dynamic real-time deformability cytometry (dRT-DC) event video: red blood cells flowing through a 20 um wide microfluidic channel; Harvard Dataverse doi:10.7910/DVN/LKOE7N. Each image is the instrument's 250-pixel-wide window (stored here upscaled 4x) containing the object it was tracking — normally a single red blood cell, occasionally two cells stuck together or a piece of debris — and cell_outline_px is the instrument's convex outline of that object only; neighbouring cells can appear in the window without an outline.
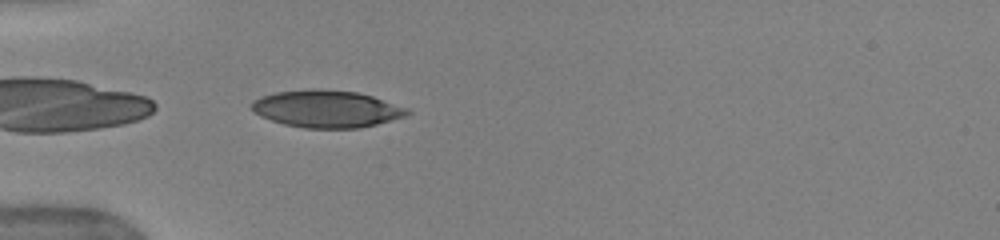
{"species": "human", "species_latin": "Homo sapiens", "temperature_condition": "warm", "stored_images_in_passage": 36, "camera_frame_rate_fps": 3000, "um_per_image_px": 0.085, "donor": {"sex": "female"}, "frame": {"image": 1, "passage_image": 1, "time_ms": 0.0, "image_size_px": [1000, 240], "cell_outline_px": [[412, 112], [408, 116], [360, 128], [304, 128], [284, 124], [260, 116], [252, 112], [252, 100], [276, 92], [312, 88], [356, 92], [372, 96], [408, 108]], "centroid_in_image_um": [27.78, 9.26], "position_along_channel_um": 57.2, "area_um2": 33.76}}
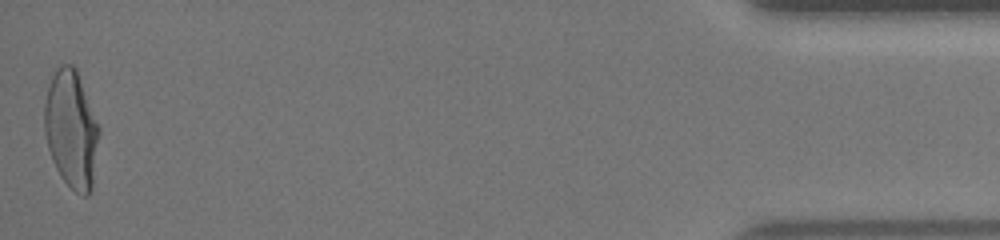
{"frame": {"image": 2, "passage_image": 36, "time_ms": 11.667, "image_size_px": [1000, 240], "cell_outline_px": [[100, 132], [92, 188], [88, 196], [84, 196], [76, 192], [60, 176], [52, 160], [48, 148], [44, 132], [44, 104], [48, 88], [52, 76], [56, 68], [60, 64], [72, 64], [76, 68], [100, 128]], "centroid_in_image_um": [6.06, 10.99], "position_along_channel_um": 429.1, "area_um2": 37.57}, "authors_computed_cell_mechanics": {"area_um2": 34.5933, "velocity_mm_per_s": 3.9529, "shape_relaxation_time_tau1_ms": 3.8044, "shape_relaxation_time_tau2_ms": null, "deformation_change_tau1": 0.1838, "deformation_change_tau2": null}}